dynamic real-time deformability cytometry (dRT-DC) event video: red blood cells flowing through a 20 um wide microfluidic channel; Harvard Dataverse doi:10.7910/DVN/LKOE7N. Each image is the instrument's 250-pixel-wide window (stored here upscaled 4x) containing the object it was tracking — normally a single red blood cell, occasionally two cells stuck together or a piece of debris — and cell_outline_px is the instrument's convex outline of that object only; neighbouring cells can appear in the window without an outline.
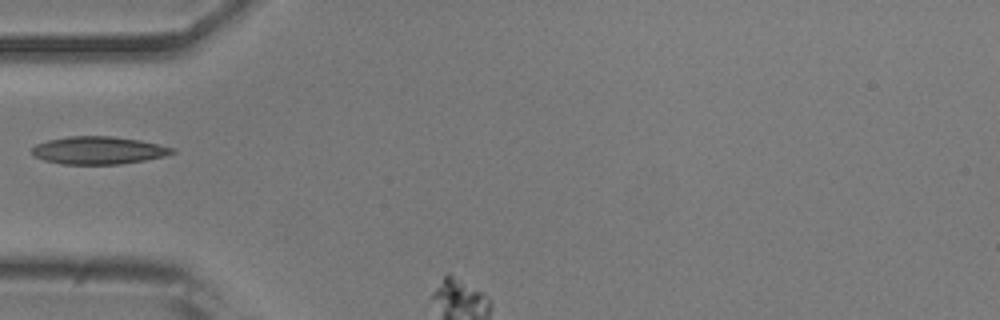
{"species": "common noctule bat (a hibernating species)", "species_latin": "Nyctalus noctula", "temperature_condition": "room temperature", "stored_images_in_passage": 2, "camera_frame_rate_fps": 3000, "um_per_image_px": 0.085, "animal": {"sex": "male", "body_mass_g": 20.5, "forearm_length_mm": 52.5}, "frame": {"image": 1, "passage_image": 1, "time_ms": 0.0, "image_size_px": [1000, 320], "cell_outline_px": [[176, 152], [164, 156], [144, 160], [120, 164], [60, 164], [44, 160], [36, 156], [32, 152], [32, 148], [36, 144], [48, 140], [68, 136], [112, 136], [140, 140], [176, 148]], "centroid_in_image_um": [8.39, 12.77], "position_along_channel_um": 76.6, "area_um2": 22.6}}